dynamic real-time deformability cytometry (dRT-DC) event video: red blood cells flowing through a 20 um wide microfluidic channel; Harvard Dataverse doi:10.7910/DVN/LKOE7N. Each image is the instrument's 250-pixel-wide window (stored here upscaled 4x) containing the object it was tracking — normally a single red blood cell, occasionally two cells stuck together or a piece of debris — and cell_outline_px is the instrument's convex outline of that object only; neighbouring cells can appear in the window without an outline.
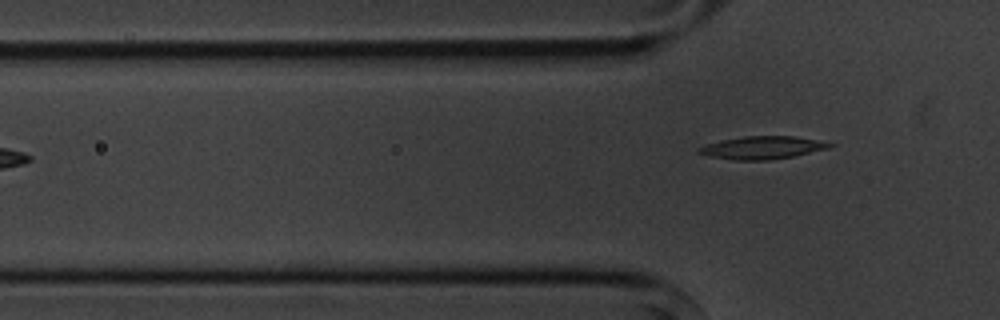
{"species": "common noctule bat (a hibernating species)", "species_latin": "Nyctalus noctula", "temperature_condition": "cold", "stored_images_in_passage": 7, "camera_frame_rate_fps": 3000, "um_per_image_px": 0.085, "animal": {"sex": "male", "body_mass_g": 20.1, "forearm_length_mm": 53.5}, "frame": {"image": 1, "passage_image": 7, "time_ms": 8.0, "image_size_px": [1000, 320], "cell_outline_px": [[836, 144], [828, 148], [792, 156], [768, 160], [732, 160], [712, 156], [696, 152], [696, 148], [704, 144], [744, 136], [792, 136]], "centroid_in_image_um": [64.73, 12.55], "position_along_channel_um": 61.1, "area_um2": 17.05}}